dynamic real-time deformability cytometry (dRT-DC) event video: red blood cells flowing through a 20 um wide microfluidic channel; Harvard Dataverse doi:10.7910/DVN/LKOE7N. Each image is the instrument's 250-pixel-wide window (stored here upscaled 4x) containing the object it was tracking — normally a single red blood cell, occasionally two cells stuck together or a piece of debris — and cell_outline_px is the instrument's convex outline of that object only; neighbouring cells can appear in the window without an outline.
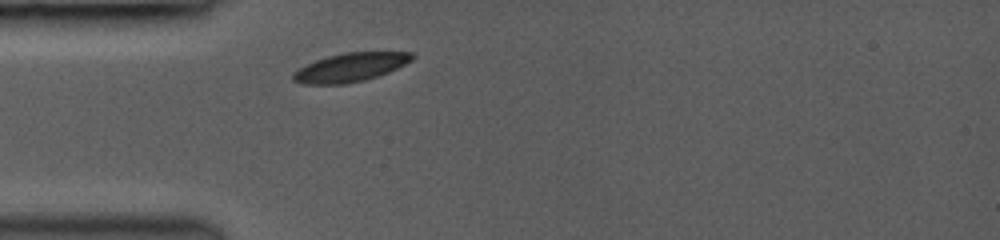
{"species": "common noctule bat (a hibernating species)", "species_latin": "Nyctalus noctula", "temperature_condition": "room temperature", "stored_images_in_passage": 1, "camera_frame_rate_fps": 3000, "um_per_image_px": 0.085, "animal": {"sex": "female", "body_mass_g": 19.0, "forearm_length_mm": 53.3}, "frame": {"image": 1, "passage_image": 1, "time_ms": 0.0, "image_size_px": [1000, 240], "cell_outline_px": [[416, 56], [412, 60], [388, 72], [364, 80], [344, 84], [304, 84], [292, 80], [292, 72], [316, 60], [328, 56], [344, 52], [412, 52]], "centroid_in_image_um": [29.77, 5.72], "position_along_channel_um": 55.2, "area_um2": 19.71}}